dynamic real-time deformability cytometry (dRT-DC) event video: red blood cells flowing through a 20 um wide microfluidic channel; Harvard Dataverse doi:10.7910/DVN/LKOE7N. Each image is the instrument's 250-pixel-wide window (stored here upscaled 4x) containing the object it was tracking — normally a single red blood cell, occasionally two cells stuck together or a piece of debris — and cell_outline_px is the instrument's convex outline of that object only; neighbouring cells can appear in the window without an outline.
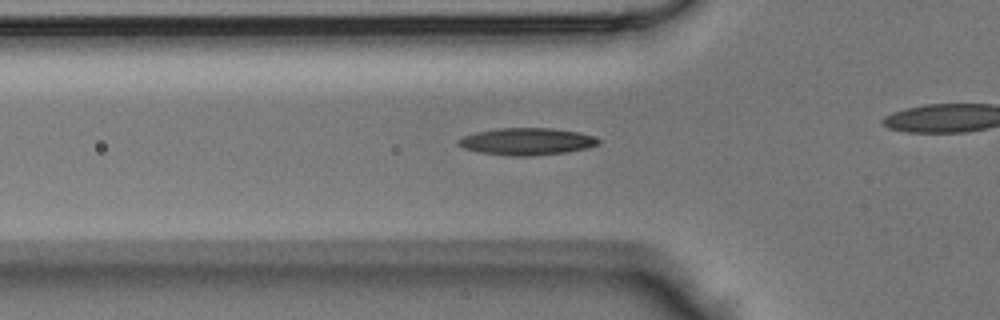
{"species": "Egyptian fruit bat (a non-hibernating species)", "species_latin": "Rousettus aegyptiacus", "temperature_condition": "room temperature", "stored_images_in_passage": 23, "camera_frame_rate_fps": 3000, "um_per_image_px": 0.085, "animal": {"sex": "male"}, "frame": {"image": 1, "passage_image": 3, "time_ms": 0.667, "image_size_px": [1000, 320], "cell_outline_px": [[600, 144], [588, 148], [564, 152], [528, 156], [512, 156], [476, 152], [464, 148], [456, 144], [456, 140], [464, 136], [476, 132], [500, 128], [552, 128], [580, 132], [596, 136], [600, 140]], "centroid_in_image_um": [44.78, 12.02], "position_along_channel_um": 81.0, "area_um2": 22.25}}
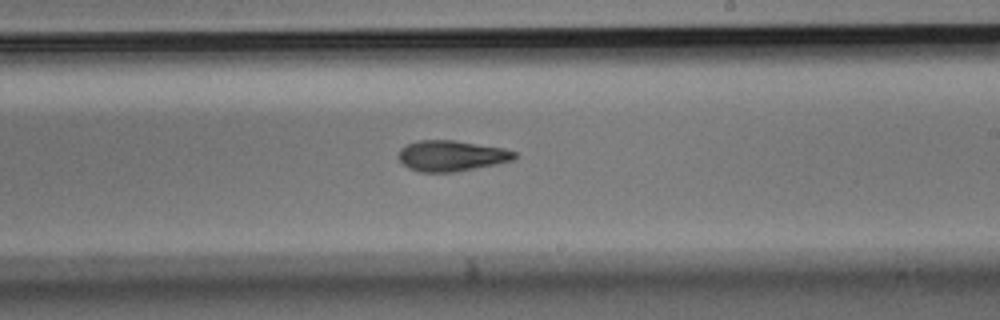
{"frame": {"image": 2, "passage_image": 14, "time_ms": 4.333, "image_size_px": [1000, 320], "cell_outline_px": [[516, 156], [512, 160], [496, 164], [452, 172], [420, 172], [408, 168], [396, 156], [400, 148], [416, 140], [456, 140], [500, 148], [516, 152]], "centroid_in_image_um": [38.3, 13.24], "position_along_channel_um": 250.7, "area_um2": 20.63}}
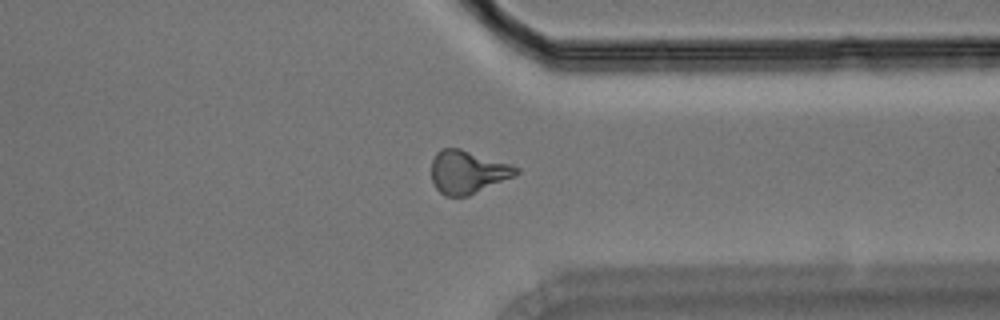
{"frame": {"image": 3, "passage_image": 22, "time_ms": 7.0, "image_size_px": [1000, 320], "cell_outline_px": [[520, 172], [512, 176], [468, 196], [444, 196], [436, 188], [432, 180], [432, 160], [436, 152], [440, 148], [460, 148], [512, 164], [520, 168]], "centroid_in_image_um": [39.73, 14.6], "position_along_channel_um": 371.7, "area_um2": 21.15}}